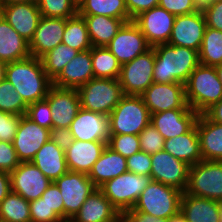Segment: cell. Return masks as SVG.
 <instances>
[{"instance_id": "obj_1", "label": "cell", "mask_w": 222, "mask_h": 222, "mask_svg": "<svg viewBox=\"0 0 222 222\" xmlns=\"http://www.w3.org/2000/svg\"><path fill=\"white\" fill-rule=\"evenodd\" d=\"M5 78L27 105L45 99L53 86V80L45 73L41 59L33 56L7 63Z\"/></svg>"}, {"instance_id": "obj_2", "label": "cell", "mask_w": 222, "mask_h": 222, "mask_svg": "<svg viewBox=\"0 0 222 222\" xmlns=\"http://www.w3.org/2000/svg\"><path fill=\"white\" fill-rule=\"evenodd\" d=\"M153 48L155 52L153 81L156 83L185 84L190 74L200 64L197 50L167 43L155 45Z\"/></svg>"}, {"instance_id": "obj_3", "label": "cell", "mask_w": 222, "mask_h": 222, "mask_svg": "<svg viewBox=\"0 0 222 222\" xmlns=\"http://www.w3.org/2000/svg\"><path fill=\"white\" fill-rule=\"evenodd\" d=\"M186 101L198 114H204L222 99V84L215 66L199 64L184 84Z\"/></svg>"}, {"instance_id": "obj_4", "label": "cell", "mask_w": 222, "mask_h": 222, "mask_svg": "<svg viewBox=\"0 0 222 222\" xmlns=\"http://www.w3.org/2000/svg\"><path fill=\"white\" fill-rule=\"evenodd\" d=\"M150 121L151 113L142 97L124 95L109 114L110 135H139Z\"/></svg>"}, {"instance_id": "obj_5", "label": "cell", "mask_w": 222, "mask_h": 222, "mask_svg": "<svg viewBox=\"0 0 222 222\" xmlns=\"http://www.w3.org/2000/svg\"><path fill=\"white\" fill-rule=\"evenodd\" d=\"M81 108L109 115L124 96L118 79L93 78L78 89Z\"/></svg>"}, {"instance_id": "obj_6", "label": "cell", "mask_w": 222, "mask_h": 222, "mask_svg": "<svg viewBox=\"0 0 222 222\" xmlns=\"http://www.w3.org/2000/svg\"><path fill=\"white\" fill-rule=\"evenodd\" d=\"M183 192L157 181L151 180L133 207L135 211L168 219L180 211Z\"/></svg>"}, {"instance_id": "obj_7", "label": "cell", "mask_w": 222, "mask_h": 222, "mask_svg": "<svg viewBox=\"0 0 222 222\" xmlns=\"http://www.w3.org/2000/svg\"><path fill=\"white\" fill-rule=\"evenodd\" d=\"M151 180L150 176L127 171L110 179L99 189L122 215L135 206L141 193L147 188Z\"/></svg>"}, {"instance_id": "obj_8", "label": "cell", "mask_w": 222, "mask_h": 222, "mask_svg": "<svg viewBox=\"0 0 222 222\" xmlns=\"http://www.w3.org/2000/svg\"><path fill=\"white\" fill-rule=\"evenodd\" d=\"M185 193L222 202V161L201 160L190 166Z\"/></svg>"}, {"instance_id": "obj_9", "label": "cell", "mask_w": 222, "mask_h": 222, "mask_svg": "<svg viewBox=\"0 0 222 222\" xmlns=\"http://www.w3.org/2000/svg\"><path fill=\"white\" fill-rule=\"evenodd\" d=\"M154 48L121 65L119 83L124 95L140 96L154 81Z\"/></svg>"}, {"instance_id": "obj_10", "label": "cell", "mask_w": 222, "mask_h": 222, "mask_svg": "<svg viewBox=\"0 0 222 222\" xmlns=\"http://www.w3.org/2000/svg\"><path fill=\"white\" fill-rule=\"evenodd\" d=\"M54 184L63 197L64 220L73 219L89 195L97 189L88 174L74 171L63 174Z\"/></svg>"}, {"instance_id": "obj_11", "label": "cell", "mask_w": 222, "mask_h": 222, "mask_svg": "<svg viewBox=\"0 0 222 222\" xmlns=\"http://www.w3.org/2000/svg\"><path fill=\"white\" fill-rule=\"evenodd\" d=\"M140 96L151 114L172 109H191L182 83L153 82Z\"/></svg>"}, {"instance_id": "obj_12", "label": "cell", "mask_w": 222, "mask_h": 222, "mask_svg": "<svg viewBox=\"0 0 222 222\" xmlns=\"http://www.w3.org/2000/svg\"><path fill=\"white\" fill-rule=\"evenodd\" d=\"M151 179L174 187L183 193L186 190L190 166L161 150L151 155Z\"/></svg>"}, {"instance_id": "obj_13", "label": "cell", "mask_w": 222, "mask_h": 222, "mask_svg": "<svg viewBox=\"0 0 222 222\" xmlns=\"http://www.w3.org/2000/svg\"><path fill=\"white\" fill-rule=\"evenodd\" d=\"M122 65L151 48L144 34L133 22H126L106 46Z\"/></svg>"}, {"instance_id": "obj_14", "label": "cell", "mask_w": 222, "mask_h": 222, "mask_svg": "<svg viewBox=\"0 0 222 222\" xmlns=\"http://www.w3.org/2000/svg\"><path fill=\"white\" fill-rule=\"evenodd\" d=\"M175 17L164 8L156 6L140 13L132 21L144 34L147 43L153 47L168 43Z\"/></svg>"}, {"instance_id": "obj_15", "label": "cell", "mask_w": 222, "mask_h": 222, "mask_svg": "<svg viewBox=\"0 0 222 222\" xmlns=\"http://www.w3.org/2000/svg\"><path fill=\"white\" fill-rule=\"evenodd\" d=\"M206 27L202 9L191 14L178 15L175 17L167 44L187 47L199 52Z\"/></svg>"}, {"instance_id": "obj_16", "label": "cell", "mask_w": 222, "mask_h": 222, "mask_svg": "<svg viewBox=\"0 0 222 222\" xmlns=\"http://www.w3.org/2000/svg\"><path fill=\"white\" fill-rule=\"evenodd\" d=\"M49 140V129L39 126L26 115H22L12 144L20 162H31L35 154Z\"/></svg>"}, {"instance_id": "obj_17", "label": "cell", "mask_w": 222, "mask_h": 222, "mask_svg": "<svg viewBox=\"0 0 222 222\" xmlns=\"http://www.w3.org/2000/svg\"><path fill=\"white\" fill-rule=\"evenodd\" d=\"M9 174L11 191L29 202L40 198L52 183L31 162H20L19 166Z\"/></svg>"}, {"instance_id": "obj_18", "label": "cell", "mask_w": 222, "mask_h": 222, "mask_svg": "<svg viewBox=\"0 0 222 222\" xmlns=\"http://www.w3.org/2000/svg\"><path fill=\"white\" fill-rule=\"evenodd\" d=\"M45 99L51 109L53 128H70L81 108L78 90L52 86Z\"/></svg>"}, {"instance_id": "obj_19", "label": "cell", "mask_w": 222, "mask_h": 222, "mask_svg": "<svg viewBox=\"0 0 222 222\" xmlns=\"http://www.w3.org/2000/svg\"><path fill=\"white\" fill-rule=\"evenodd\" d=\"M70 131L74 140L108 142L110 136L109 115L80 108L71 123Z\"/></svg>"}, {"instance_id": "obj_20", "label": "cell", "mask_w": 222, "mask_h": 222, "mask_svg": "<svg viewBox=\"0 0 222 222\" xmlns=\"http://www.w3.org/2000/svg\"><path fill=\"white\" fill-rule=\"evenodd\" d=\"M198 116L192 109H172L151 114L150 124L167 140L189 132Z\"/></svg>"}, {"instance_id": "obj_21", "label": "cell", "mask_w": 222, "mask_h": 222, "mask_svg": "<svg viewBox=\"0 0 222 222\" xmlns=\"http://www.w3.org/2000/svg\"><path fill=\"white\" fill-rule=\"evenodd\" d=\"M0 15L30 42L42 17L36 1L12 5H0Z\"/></svg>"}, {"instance_id": "obj_22", "label": "cell", "mask_w": 222, "mask_h": 222, "mask_svg": "<svg viewBox=\"0 0 222 222\" xmlns=\"http://www.w3.org/2000/svg\"><path fill=\"white\" fill-rule=\"evenodd\" d=\"M66 20L41 17L33 38L29 42L31 56L41 58L62 43Z\"/></svg>"}, {"instance_id": "obj_23", "label": "cell", "mask_w": 222, "mask_h": 222, "mask_svg": "<svg viewBox=\"0 0 222 222\" xmlns=\"http://www.w3.org/2000/svg\"><path fill=\"white\" fill-rule=\"evenodd\" d=\"M93 78L91 49H89L78 52L77 55L66 64L60 74L53 80V86L78 89Z\"/></svg>"}, {"instance_id": "obj_24", "label": "cell", "mask_w": 222, "mask_h": 222, "mask_svg": "<svg viewBox=\"0 0 222 222\" xmlns=\"http://www.w3.org/2000/svg\"><path fill=\"white\" fill-rule=\"evenodd\" d=\"M122 215L97 188L73 217L76 222H121Z\"/></svg>"}, {"instance_id": "obj_25", "label": "cell", "mask_w": 222, "mask_h": 222, "mask_svg": "<svg viewBox=\"0 0 222 222\" xmlns=\"http://www.w3.org/2000/svg\"><path fill=\"white\" fill-rule=\"evenodd\" d=\"M180 212L186 222H220L222 202L183 193Z\"/></svg>"}, {"instance_id": "obj_26", "label": "cell", "mask_w": 222, "mask_h": 222, "mask_svg": "<svg viewBox=\"0 0 222 222\" xmlns=\"http://www.w3.org/2000/svg\"><path fill=\"white\" fill-rule=\"evenodd\" d=\"M108 142L74 140L65 152L69 171L89 174L95 162L99 159Z\"/></svg>"}, {"instance_id": "obj_27", "label": "cell", "mask_w": 222, "mask_h": 222, "mask_svg": "<svg viewBox=\"0 0 222 222\" xmlns=\"http://www.w3.org/2000/svg\"><path fill=\"white\" fill-rule=\"evenodd\" d=\"M196 128L200 140L202 160L222 161V124L199 114Z\"/></svg>"}, {"instance_id": "obj_28", "label": "cell", "mask_w": 222, "mask_h": 222, "mask_svg": "<svg viewBox=\"0 0 222 222\" xmlns=\"http://www.w3.org/2000/svg\"><path fill=\"white\" fill-rule=\"evenodd\" d=\"M34 164L49 180L54 182L69 170L65 151L49 140L33 157Z\"/></svg>"}, {"instance_id": "obj_29", "label": "cell", "mask_w": 222, "mask_h": 222, "mask_svg": "<svg viewBox=\"0 0 222 222\" xmlns=\"http://www.w3.org/2000/svg\"><path fill=\"white\" fill-rule=\"evenodd\" d=\"M128 171L127 160L106 146L88 174L96 188Z\"/></svg>"}, {"instance_id": "obj_30", "label": "cell", "mask_w": 222, "mask_h": 222, "mask_svg": "<svg viewBox=\"0 0 222 222\" xmlns=\"http://www.w3.org/2000/svg\"><path fill=\"white\" fill-rule=\"evenodd\" d=\"M30 56L29 42L0 15V61L7 64Z\"/></svg>"}, {"instance_id": "obj_31", "label": "cell", "mask_w": 222, "mask_h": 222, "mask_svg": "<svg viewBox=\"0 0 222 222\" xmlns=\"http://www.w3.org/2000/svg\"><path fill=\"white\" fill-rule=\"evenodd\" d=\"M164 151L192 166L202 160L196 125L187 133L164 142Z\"/></svg>"}, {"instance_id": "obj_32", "label": "cell", "mask_w": 222, "mask_h": 222, "mask_svg": "<svg viewBox=\"0 0 222 222\" xmlns=\"http://www.w3.org/2000/svg\"><path fill=\"white\" fill-rule=\"evenodd\" d=\"M81 16L86 22L92 47H106L120 28L129 22V19L112 18L105 15Z\"/></svg>"}, {"instance_id": "obj_33", "label": "cell", "mask_w": 222, "mask_h": 222, "mask_svg": "<svg viewBox=\"0 0 222 222\" xmlns=\"http://www.w3.org/2000/svg\"><path fill=\"white\" fill-rule=\"evenodd\" d=\"M79 15H105L129 19L125 0H77Z\"/></svg>"}, {"instance_id": "obj_34", "label": "cell", "mask_w": 222, "mask_h": 222, "mask_svg": "<svg viewBox=\"0 0 222 222\" xmlns=\"http://www.w3.org/2000/svg\"><path fill=\"white\" fill-rule=\"evenodd\" d=\"M62 43L78 50L86 51L92 48L86 22L78 13L66 20Z\"/></svg>"}, {"instance_id": "obj_35", "label": "cell", "mask_w": 222, "mask_h": 222, "mask_svg": "<svg viewBox=\"0 0 222 222\" xmlns=\"http://www.w3.org/2000/svg\"><path fill=\"white\" fill-rule=\"evenodd\" d=\"M91 60L94 78H119L121 64L107 47H92Z\"/></svg>"}, {"instance_id": "obj_36", "label": "cell", "mask_w": 222, "mask_h": 222, "mask_svg": "<svg viewBox=\"0 0 222 222\" xmlns=\"http://www.w3.org/2000/svg\"><path fill=\"white\" fill-rule=\"evenodd\" d=\"M0 220L1 222H31L29 201L11 191L0 203Z\"/></svg>"}, {"instance_id": "obj_37", "label": "cell", "mask_w": 222, "mask_h": 222, "mask_svg": "<svg viewBox=\"0 0 222 222\" xmlns=\"http://www.w3.org/2000/svg\"><path fill=\"white\" fill-rule=\"evenodd\" d=\"M200 64L217 66L222 64V31L206 27L199 51Z\"/></svg>"}, {"instance_id": "obj_38", "label": "cell", "mask_w": 222, "mask_h": 222, "mask_svg": "<svg viewBox=\"0 0 222 222\" xmlns=\"http://www.w3.org/2000/svg\"><path fill=\"white\" fill-rule=\"evenodd\" d=\"M79 51L60 43L40 59L45 73L54 80Z\"/></svg>"}, {"instance_id": "obj_39", "label": "cell", "mask_w": 222, "mask_h": 222, "mask_svg": "<svg viewBox=\"0 0 222 222\" xmlns=\"http://www.w3.org/2000/svg\"><path fill=\"white\" fill-rule=\"evenodd\" d=\"M36 3L43 17L68 19L78 13L77 0H36Z\"/></svg>"}, {"instance_id": "obj_40", "label": "cell", "mask_w": 222, "mask_h": 222, "mask_svg": "<svg viewBox=\"0 0 222 222\" xmlns=\"http://www.w3.org/2000/svg\"><path fill=\"white\" fill-rule=\"evenodd\" d=\"M28 105L6 78L0 81V111L25 115Z\"/></svg>"}, {"instance_id": "obj_41", "label": "cell", "mask_w": 222, "mask_h": 222, "mask_svg": "<svg viewBox=\"0 0 222 222\" xmlns=\"http://www.w3.org/2000/svg\"><path fill=\"white\" fill-rule=\"evenodd\" d=\"M107 146L126 159L141 151L138 135H110Z\"/></svg>"}, {"instance_id": "obj_42", "label": "cell", "mask_w": 222, "mask_h": 222, "mask_svg": "<svg viewBox=\"0 0 222 222\" xmlns=\"http://www.w3.org/2000/svg\"><path fill=\"white\" fill-rule=\"evenodd\" d=\"M138 136L141 151L152 155L163 150L165 139L151 124L147 125Z\"/></svg>"}, {"instance_id": "obj_43", "label": "cell", "mask_w": 222, "mask_h": 222, "mask_svg": "<svg viewBox=\"0 0 222 222\" xmlns=\"http://www.w3.org/2000/svg\"><path fill=\"white\" fill-rule=\"evenodd\" d=\"M25 115L41 127L49 130L53 128L51 109L49 107V102L46 99L28 105Z\"/></svg>"}, {"instance_id": "obj_44", "label": "cell", "mask_w": 222, "mask_h": 222, "mask_svg": "<svg viewBox=\"0 0 222 222\" xmlns=\"http://www.w3.org/2000/svg\"><path fill=\"white\" fill-rule=\"evenodd\" d=\"M31 222H63V220L50 209L40 197L30 201Z\"/></svg>"}, {"instance_id": "obj_45", "label": "cell", "mask_w": 222, "mask_h": 222, "mask_svg": "<svg viewBox=\"0 0 222 222\" xmlns=\"http://www.w3.org/2000/svg\"><path fill=\"white\" fill-rule=\"evenodd\" d=\"M158 6L175 16L191 14L201 9L196 0H159Z\"/></svg>"}, {"instance_id": "obj_46", "label": "cell", "mask_w": 222, "mask_h": 222, "mask_svg": "<svg viewBox=\"0 0 222 222\" xmlns=\"http://www.w3.org/2000/svg\"><path fill=\"white\" fill-rule=\"evenodd\" d=\"M21 115L0 111V141L12 143L15 138Z\"/></svg>"}, {"instance_id": "obj_47", "label": "cell", "mask_w": 222, "mask_h": 222, "mask_svg": "<svg viewBox=\"0 0 222 222\" xmlns=\"http://www.w3.org/2000/svg\"><path fill=\"white\" fill-rule=\"evenodd\" d=\"M127 168L129 172L138 175H151L152 160L151 155L144 151H139L127 159Z\"/></svg>"}, {"instance_id": "obj_48", "label": "cell", "mask_w": 222, "mask_h": 222, "mask_svg": "<svg viewBox=\"0 0 222 222\" xmlns=\"http://www.w3.org/2000/svg\"><path fill=\"white\" fill-rule=\"evenodd\" d=\"M206 26L222 31V0H211L201 6Z\"/></svg>"}, {"instance_id": "obj_49", "label": "cell", "mask_w": 222, "mask_h": 222, "mask_svg": "<svg viewBox=\"0 0 222 222\" xmlns=\"http://www.w3.org/2000/svg\"><path fill=\"white\" fill-rule=\"evenodd\" d=\"M20 164L12 143L0 141V171L12 172Z\"/></svg>"}, {"instance_id": "obj_50", "label": "cell", "mask_w": 222, "mask_h": 222, "mask_svg": "<svg viewBox=\"0 0 222 222\" xmlns=\"http://www.w3.org/2000/svg\"><path fill=\"white\" fill-rule=\"evenodd\" d=\"M41 198L46 205L53 209V211L64 220V205L63 197L59 191V188L52 182L46 191L42 194Z\"/></svg>"}, {"instance_id": "obj_51", "label": "cell", "mask_w": 222, "mask_h": 222, "mask_svg": "<svg viewBox=\"0 0 222 222\" xmlns=\"http://www.w3.org/2000/svg\"><path fill=\"white\" fill-rule=\"evenodd\" d=\"M50 140L66 152L73 144L74 137L70 128L55 127L50 130Z\"/></svg>"}, {"instance_id": "obj_52", "label": "cell", "mask_w": 222, "mask_h": 222, "mask_svg": "<svg viewBox=\"0 0 222 222\" xmlns=\"http://www.w3.org/2000/svg\"><path fill=\"white\" fill-rule=\"evenodd\" d=\"M129 13V21H132L140 13L158 6L159 0H125Z\"/></svg>"}, {"instance_id": "obj_53", "label": "cell", "mask_w": 222, "mask_h": 222, "mask_svg": "<svg viewBox=\"0 0 222 222\" xmlns=\"http://www.w3.org/2000/svg\"><path fill=\"white\" fill-rule=\"evenodd\" d=\"M121 222H167V219L157 218L132 208L122 214Z\"/></svg>"}, {"instance_id": "obj_54", "label": "cell", "mask_w": 222, "mask_h": 222, "mask_svg": "<svg viewBox=\"0 0 222 222\" xmlns=\"http://www.w3.org/2000/svg\"><path fill=\"white\" fill-rule=\"evenodd\" d=\"M10 192V174L5 171H0V203Z\"/></svg>"}, {"instance_id": "obj_55", "label": "cell", "mask_w": 222, "mask_h": 222, "mask_svg": "<svg viewBox=\"0 0 222 222\" xmlns=\"http://www.w3.org/2000/svg\"><path fill=\"white\" fill-rule=\"evenodd\" d=\"M210 120L222 124V99L204 113Z\"/></svg>"}, {"instance_id": "obj_56", "label": "cell", "mask_w": 222, "mask_h": 222, "mask_svg": "<svg viewBox=\"0 0 222 222\" xmlns=\"http://www.w3.org/2000/svg\"><path fill=\"white\" fill-rule=\"evenodd\" d=\"M167 222H186V220L183 214L179 211L176 215H173L168 218Z\"/></svg>"}, {"instance_id": "obj_57", "label": "cell", "mask_w": 222, "mask_h": 222, "mask_svg": "<svg viewBox=\"0 0 222 222\" xmlns=\"http://www.w3.org/2000/svg\"><path fill=\"white\" fill-rule=\"evenodd\" d=\"M36 0H0V5H12V4H18V3H27V2H33Z\"/></svg>"}, {"instance_id": "obj_58", "label": "cell", "mask_w": 222, "mask_h": 222, "mask_svg": "<svg viewBox=\"0 0 222 222\" xmlns=\"http://www.w3.org/2000/svg\"><path fill=\"white\" fill-rule=\"evenodd\" d=\"M6 63L0 61V81L5 79Z\"/></svg>"}, {"instance_id": "obj_59", "label": "cell", "mask_w": 222, "mask_h": 222, "mask_svg": "<svg viewBox=\"0 0 222 222\" xmlns=\"http://www.w3.org/2000/svg\"><path fill=\"white\" fill-rule=\"evenodd\" d=\"M215 68L217 70L218 79L220 80L222 84V64L215 66Z\"/></svg>"}, {"instance_id": "obj_60", "label": "cell", "mask_w": 222, "mask_h": 222, "mask_svg": "<svg viewBox=\"0 0 222 222\" xmlns=\"http://www.w3.org/2000/svg\"><path fill=\"white\" fill-rule=\"evenodd\" d=\"M196 1L198 2V4H199L200 6H202L203 4L208 3V2L211 1V0H196Z\"/></svg>"}, {"instance_id": "obj_61", "label": "cell", "mask_w": 222, "mask_h": 222, "mask_svg": "<svg viewBox=\"0 0 222 222\" xmlns=\"http://www.w3.org/2000/svg\"><path fill=\"white\" fill-rule=\"evenodd\" d=\"M63 222H76V221H74L73 219H66V220H63Z\"/></svg>"}]
</instances>
